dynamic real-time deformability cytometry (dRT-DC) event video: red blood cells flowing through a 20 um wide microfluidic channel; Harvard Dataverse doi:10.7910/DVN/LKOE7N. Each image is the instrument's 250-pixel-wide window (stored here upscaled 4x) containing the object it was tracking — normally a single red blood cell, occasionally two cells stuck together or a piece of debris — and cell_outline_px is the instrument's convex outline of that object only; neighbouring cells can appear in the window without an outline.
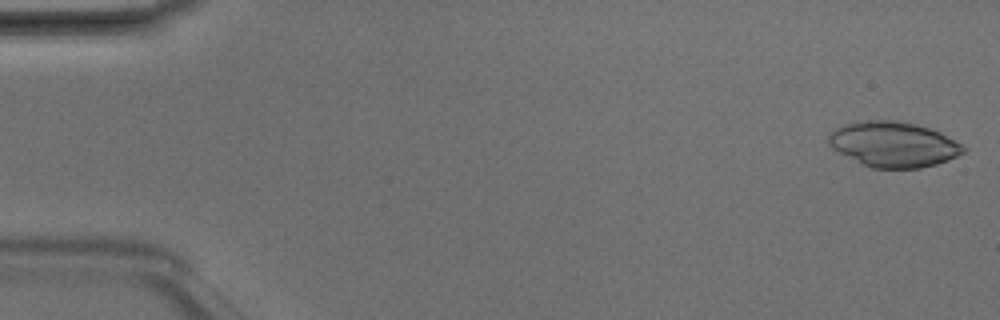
{"species": "Egyptian fruit bat (a non-hibernating species)", "species_latin": "Rousettus aegyptiacus", "temperature_condition": "room temperature", "stored_images_in_passage": 3, "camera_frame_rate_fps": 3000, "um_per_image_px": 0.085, "animal": {"sex": "male"}, "frame": {"image": 1, "passage_image": 1, "time_ms": 0.0, "image_size_px": [1000, 320], "cell_outline_px": [[968, 148], [964, 152], [948, 160], [936, 164], [920, 168], [872, 168], [832, 148], [828, 144], [828, 136], [836, 128], [844, 124], [864, 120], [896, 120], [916, 124], [940, 132], [964, 144]], "centroid_in_image_um": [75.99, 12.26], "position_along_channel_um": 9.0, "area_um2": 35.49}}